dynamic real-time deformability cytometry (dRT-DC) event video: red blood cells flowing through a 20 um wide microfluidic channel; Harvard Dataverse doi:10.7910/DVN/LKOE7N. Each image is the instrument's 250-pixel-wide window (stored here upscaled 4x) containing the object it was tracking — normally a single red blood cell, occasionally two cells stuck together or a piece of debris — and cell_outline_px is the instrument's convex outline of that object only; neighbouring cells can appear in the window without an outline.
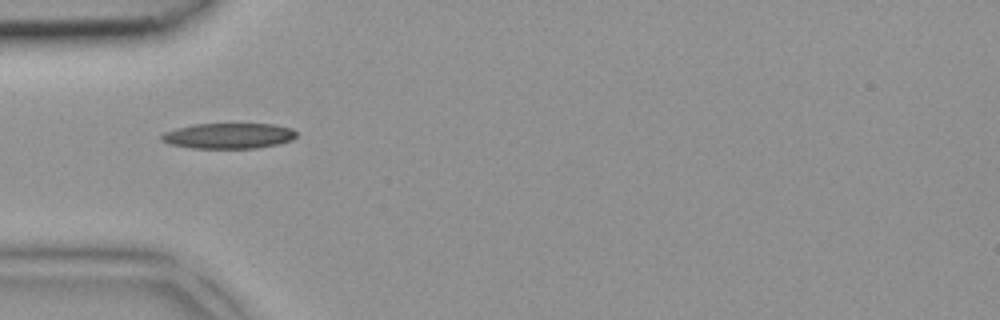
{"species": "common noctule bat (a hibernating species)", "species_latin": "Nyctalus noctula", "temperature_condition": "room temperature", "stored_images_in_passage": 1, "camera_frame_rate_fps": 3000, "um_per_image_px": 0.085, "animal": {"sex": "female", "body_mass_g": 18.4}, "frame": {"image": 1, "passage_image": 1, "time_ms": 0.0, "image_size_px": [1000, 320], "cell_outline_px": [[296, 136], [292, 140], [276, 144], [256, 148], [192, 148], [168, 144], [160, 140], [160, 136], [164, 132], [176, 128], [192, 124], [272, 124], [292, 128], [296, 132]], "centroid_in_image_um": [19.39, 11.54], "position_along_channel_um": 65.6, "area_um2": 20.11}}